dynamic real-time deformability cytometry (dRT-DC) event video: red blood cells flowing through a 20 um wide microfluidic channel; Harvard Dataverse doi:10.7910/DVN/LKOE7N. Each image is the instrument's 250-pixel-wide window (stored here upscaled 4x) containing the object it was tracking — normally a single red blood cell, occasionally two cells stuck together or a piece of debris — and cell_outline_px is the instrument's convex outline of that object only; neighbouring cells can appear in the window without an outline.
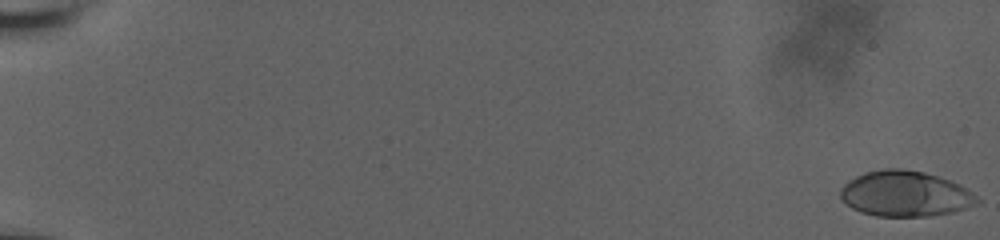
{"species": "human", "species_latin": "Homo sapiens", "temperature_condition": "room temperature", "stored_images_in_passage": 44, "camera_frame_rate_fps": 3000, "um_per_image_px": 0.085, "donor": {"sex": "male"}, "frame": {"image": 1, "passage_image": 1, "time_ms": 0.0, "image_size_px": [1000, 240], "cell_outline_px": [[980, 204], [968, 208], [952, 212], [928, 216], [876, 216], [860, 212], [852, 208], [840, 200], [840, 188], [848, 180], [864, 172], [884, 168], [900, 168], [924, 172], [940, 176], [952, 180], [960, 184], [976, 196], [980, 200]], "centroid_in_image_um": [76.94, 16.46], "position_along_channel_um": 8.1, "area_um2": 36.76}}
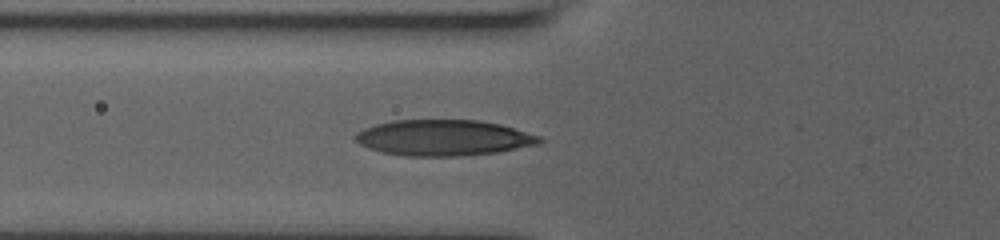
{"frame": {"image": 2, "passage_image": 20, "time_ms": 8.0, "image_size_px": [1000, 240], "cell_outline_px": [[544, 140], [540, 144], [500, 152], [460, 156], [404, 156], [380, 152], [368, 148], [360, 144], [352, 136], [356, 132], [364, 128], [376, 124], [392, 120], [480, 120], [500, 124], [540, 136]], "centroid_in_image_um": [37.69, 11.71], "position_along_channel_um": 88.1, "area_um2": 38.84}}
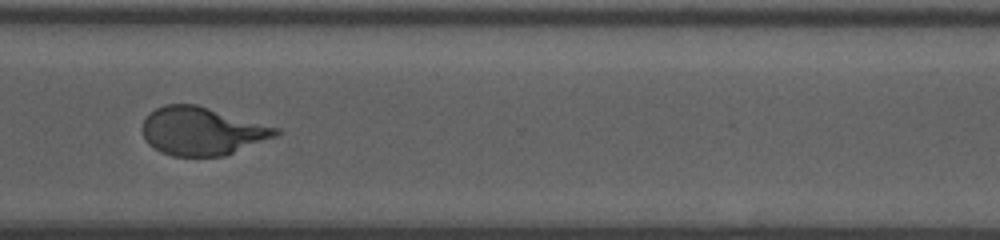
{"frame": {"image": 3, "passage_image": 37, "time_ms": 15.0, "image_size_px": [1000, 240], "cell_outline_px": [[280, 132], [276, 136], [224, 156], [172, 156], [160, 152], [148, 144], [140, 128], [148, 112], [164, 104], [196, 104], [280, 128]], "centroid_in_image_um": [17.13, 11.14], "position_along_channel_um": 353.5, "area_um2": 37.51}, "authors_computed_cell_mechanics": {"area_um2": 36.8475, "velocity_mm_per_s": 3.7914, "shape_relaxation_time_tau1_ms": 4.9876, "shape_relaxation_time_tau2_ms": 0.6655, "deformation_change_tau1": 0.2073, "deformation_change_tau2": 0.0746}}